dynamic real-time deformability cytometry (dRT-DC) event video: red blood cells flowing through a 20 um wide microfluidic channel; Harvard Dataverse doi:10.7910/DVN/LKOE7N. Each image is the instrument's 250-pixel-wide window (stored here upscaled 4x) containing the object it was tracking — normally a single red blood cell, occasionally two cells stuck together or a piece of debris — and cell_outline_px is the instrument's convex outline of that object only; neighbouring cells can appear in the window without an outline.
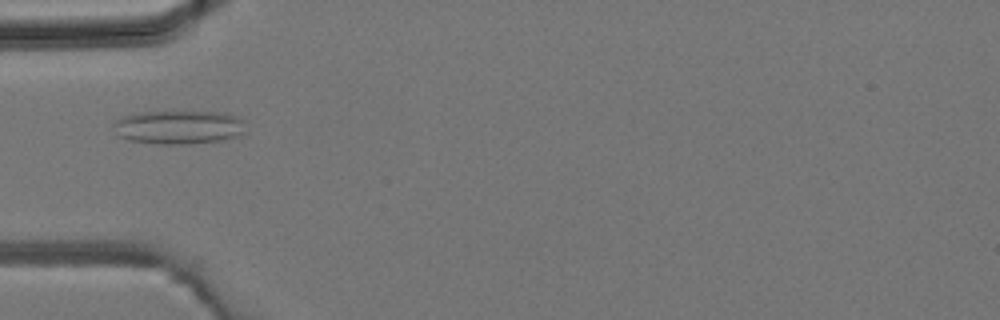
{"species": "common noctule bat (a hibernating species)", "species_latin": "Nyctalus noctula", "temperature_condition": "room temperature", "stored_images_in_passage": 38, "camera_frame_rate_fps": 3000, "um_per_image_px": 0.085, "animal": {"sex": "male", "body_mass_g": 19.2, "forearm_length_mm": 51.8}, "frame": {"image": 1, "passage_image": 8, "time_ms": 2.333, "image_size_px": [1000, 320], "cell_outline_px": [[248, 132], [236, 136], [220, 140], [192, 144], [156, 144], [128, 140], [120, 136], [116, 124], [116, 120], [120, 116], [136, 112], [224, 112], [240, 116], [244, 120]], "centroid_in_image_um": [15.29, 10.8], "position_along_channel_um": 69.7, "area_um2": 26.18}}
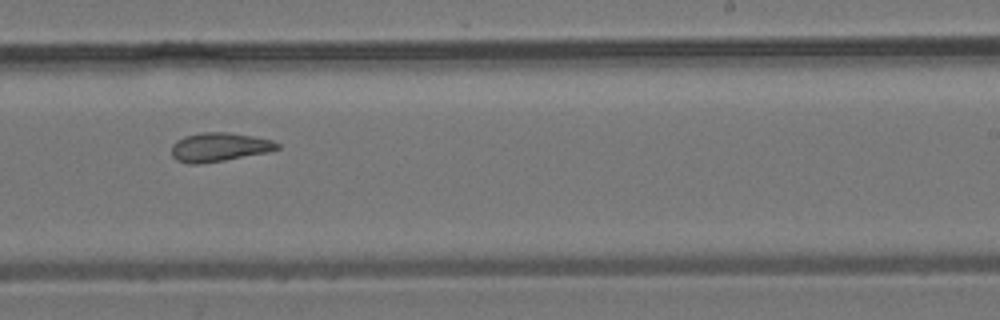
{"frame": {"image": 2, "passage_image": 21, "time_ms": 6.667, "image_size_px": [1000, 320], "cell_outline_px": [[280, 148], [268, 152], [224, 160], [196, 164], [188, 164], [176, 160], [172, 156], [172, 144], [176, 140], [184, 136], [200, 132], [228, 132], [252, 136], [272, 140], [280, 144]], "centroid_in_image_um": [18.61, 12.5], "position_along_channel_um": 270.4, "area_um2": 17.8}}
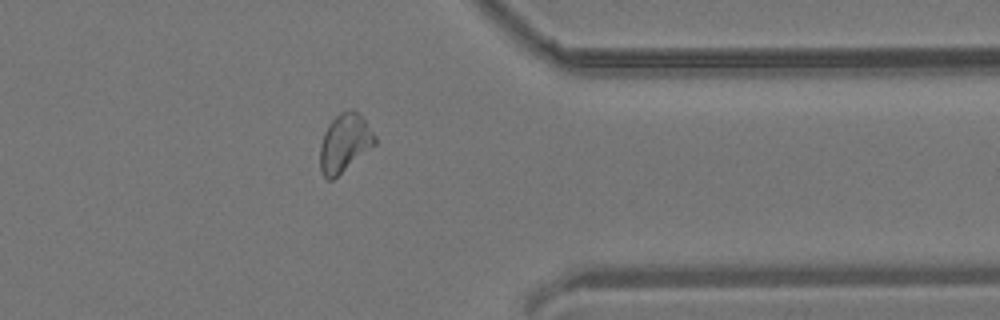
{"frame": {"image": 3, "passage_image": 29, "time_ms": 9.333, "image_size_px": [1000, 320], "cell_outline_px": [[376, 144], [332, 180], [328, 180], [320, 172], [320, 144], [324, 132], [328, 124], [340, 112], [352, 108], [360, 112], [376, 136]], "centroid_in_image_um": [29.29, 12.12], "position_along_channel_um": 382.1, "area_um2": 18.73}}